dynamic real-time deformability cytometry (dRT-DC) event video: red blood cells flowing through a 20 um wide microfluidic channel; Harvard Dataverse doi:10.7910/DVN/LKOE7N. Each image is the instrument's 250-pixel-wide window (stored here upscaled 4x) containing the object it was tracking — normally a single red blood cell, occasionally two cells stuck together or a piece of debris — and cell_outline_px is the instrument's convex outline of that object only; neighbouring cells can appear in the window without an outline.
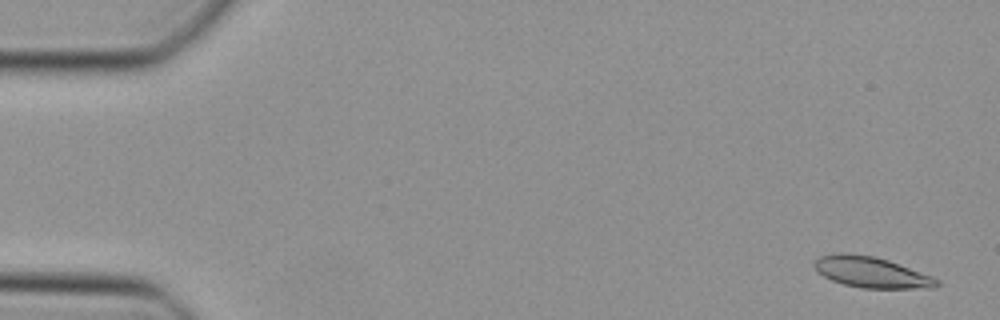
{"species": "Egyptian fruit bat (a non-hibernating species)", "species_latin": "Rousettus aegyptiacus", "temperature_condition": "cold", "stored_images_in_passage": 47, "camera_frame_rate_fps": 3000, "um_per_image_px": 0.085, "animal": {"sex": "female"}, "frame": {"image": 1, "passage_image": 2, "time_ms": 0.333, "image_size_px": [1000, 320], "cell_outline_px": [[940, 284], [936, 288], [860, 288], [844, 284], [832, 280], [816, 272], [812, 264], [820, 256], [836, 252], [848, 252], [872, 256], [888, 260], [932, 276], [940, 280]], "centroid_in_image_um": [74.04, 23.13], "position_along_channel_um": 11.0, "area_um2": 22.2}}
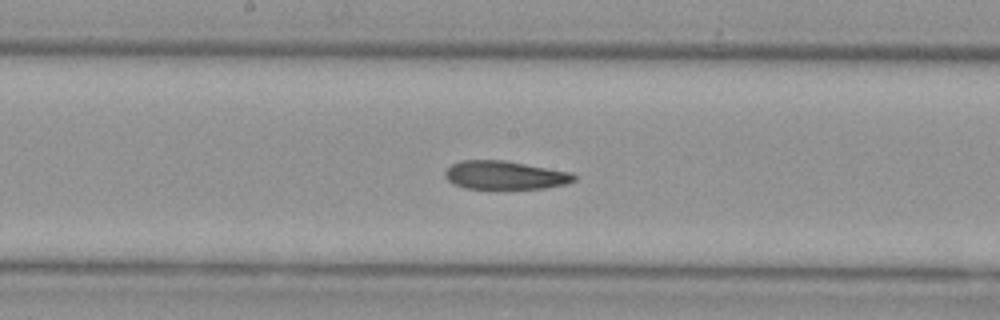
{"frame": {"image": 2, "passage_image": 25, "time_ms": 8.0, "image_size_px": [1000, 320], "cell_outline_px": [[576, 180], [568, 184], [544, 188], [464, 188], [452, 184], [444, 176], [444, 172], [452, 164], [460, 160], [504, 160], [572, 172], [576, 176]], "centroid_in_image_um": [42.93, 14.88], "position_along_channel_um": 205.3, "area_um2": 21.44}}
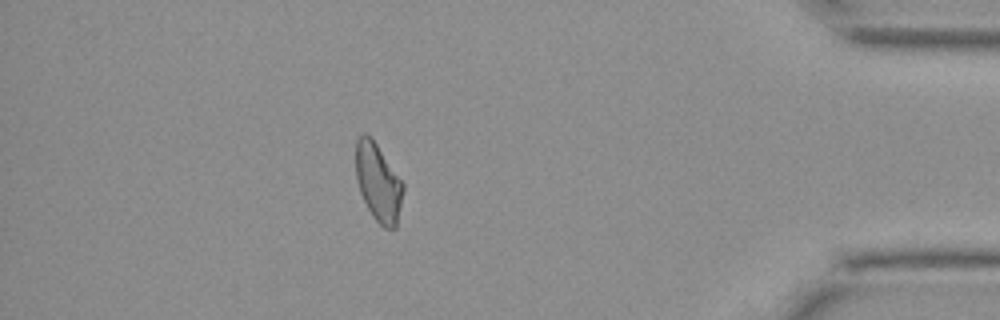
{"frame": {"image": 3, "passage_image": 42, "time_ms": 13.667, "image_size_px": [1000, 320], "cell_outline_px": [[404, 188], [396, 228], [384, 228], [372, 216], [360, 192], [356, 180], [356, 140], [364, 132], [372, 136], [404, 184]], "centroid_in_image_um": [32.14, 15.48], "position_along_channel_um": 403.1, "area_um2": 21.5}}